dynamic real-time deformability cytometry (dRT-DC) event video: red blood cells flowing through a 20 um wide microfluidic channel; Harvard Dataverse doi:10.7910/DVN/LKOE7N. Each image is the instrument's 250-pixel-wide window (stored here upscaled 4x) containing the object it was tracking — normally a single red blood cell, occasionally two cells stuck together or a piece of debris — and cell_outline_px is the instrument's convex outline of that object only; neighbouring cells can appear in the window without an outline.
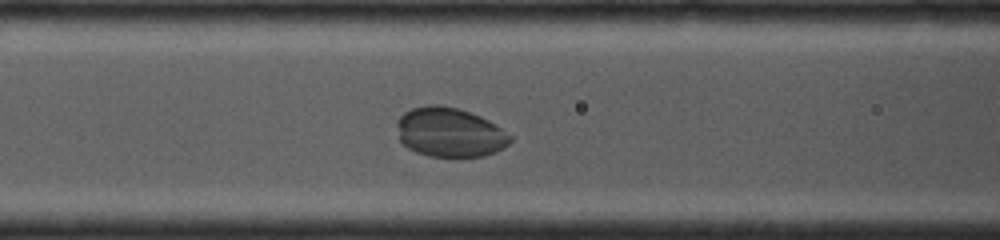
{"species": "common noctule bat (a hibernating species)", "species_latin": "Nyctalus noctula", "temperature_condition": "cold", "stored_images_in_passage": 32, "camera_frame_rate_fps": 4000, "um_per_image_px": 0.085, "animal": {"sex": "female", "body_mass_g": 19.0, "forearm_length_mm": 53.3}, "frame": {"image": 1, "passage_image": 11, "time_ms": 2.25, "image_size_px": [1000, 240], "cell_outline_px": [[512, 140], [504, 148], [496, 152], [484, 156], [428, 156], [416, 152], [408, 148], [400, 140], [396, 124], [396, 120], [404, 112], [412, 108], [428, 104], [440, 104], [456, 108], [480, 116], [488, 120], [512, 136]], "centroid_in_image_um": [38.21, 11.24], "position_along_channel_um": 128.4, "area_um2": 32.6}}
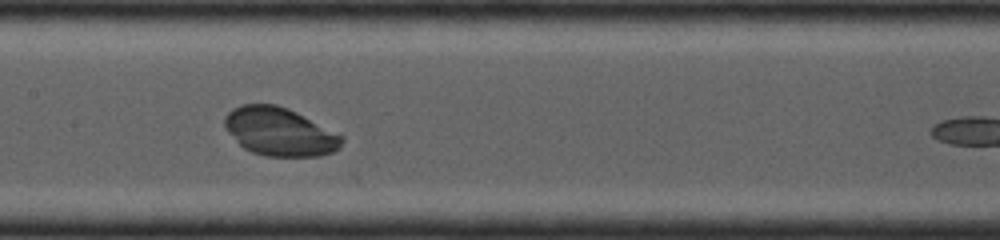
{"frame": {"image": 2, "passage_image": 15, "time_ms": 3.25, "image_size_px": [1000, 240], "cell_outline_px": [[344, 140], [340, 148], [332, 152], [320, 156], [264, 156], [252, 152], [244, 148], [228, 132], [224, 124], [224, 116], [232, 108], [240, 104], [276, 104], [288, 108], [344, 136]], "centroid_in_image_um": [23.77, 11.19], "position_along_channel_um": 183.6, "area_um2": 33.0}}